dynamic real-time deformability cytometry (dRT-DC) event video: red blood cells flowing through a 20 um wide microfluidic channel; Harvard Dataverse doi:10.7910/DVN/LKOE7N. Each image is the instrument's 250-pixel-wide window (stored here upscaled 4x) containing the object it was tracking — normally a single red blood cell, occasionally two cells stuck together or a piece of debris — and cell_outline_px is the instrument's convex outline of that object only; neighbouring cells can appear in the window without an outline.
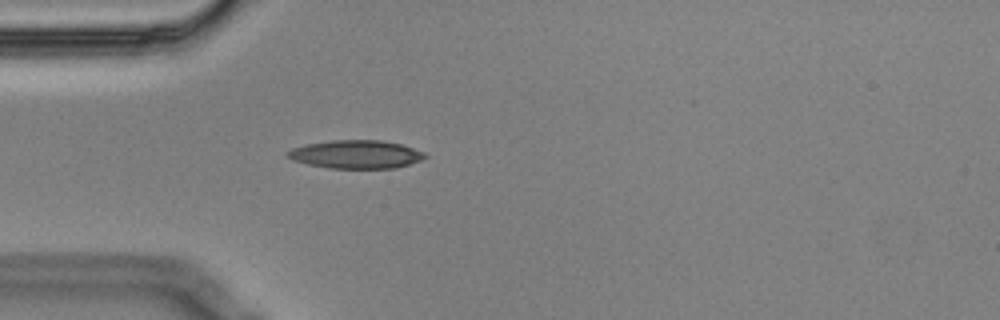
{"species": "Egyptian fruit bat (a non-hibernating species)", "species_latin": "Rousettus aegyptiacus", "temperature_condition": "cold", "stored_images_in_passage": 1, "camera_frame_rate_fps": 3000, "um_per_image_px": 0.085, "animal": {"sex": "male"}, "frame": {"image": 1, "passage_image": 1, "time_ms": 0.0, "image_size_px": [1000, 320], "cell_outline_px": [[428, 156], [420, 160], [396, 168], [328, 168], [308, 164], [292, 160], [288, 156], [288, 152], [292, 148], [304, 144], [332, 140], [380, 140], [400, 144], [424, 152]], "centroid_in_image_um": [30.25, 13.11], "position_along_channel_um": 54.8, "area_um2": 22.48}}